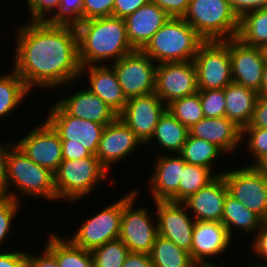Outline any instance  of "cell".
Masks as SVG:
<instances>
[{"mask_svg": "<svg viewBox=\"0 0 267 267\" xmlns=\"http://www.w3.org/2000/svg\"><path fill=\"white\" fill-rule=\"evenodd\" d=\"M258 95L256 90L232 81L224 88L225 116L241 129L248 126Z\"/></svg>", "mask_w": 267, "mask_h": 267, "instance_id": "26", "label": "cell"}, {"mask_svg": "<svg viewBox=\"0 0 267 267\" xmlns=\"http://www.w3.org/2000/svg\"><path fill=\"white\" fill-rule=\"evenodd\" d=\"M231 238L222 222L195 221L191 259L195 264L209 262L207 258L218 256L227 249Z\"/></svg>", "mask_w": 267, "mask_h": 267, "instance_id": "19", "label": "cell"}, {"mask_svg": "<svg viewBox=\"0 0 267 267\" xmlns=\"http://www.w3.org/2000/svg\"><path fill=\"white\" fill-rule=\"evenodd\" d=\"M210 168L186 163L180 178L178 188V202H184L201 188L207 186L222 173H213Z\"/></svg>", "mask_w": 267, "mask_h": 267, "instance_id": "33", "label": "cell"}, {"mask_svg": "<svg viewBox=\"0 0 267 267\" xmlns=\"http://www.w3.org/2000/svg\"><path fill=\"white\" fill-rule=\"evenodd\" d=\"M246 127L267 129V96L258 95L252 119Z\"/></svg>", "mask_w": 267, "mask_h": 267, "instance_id": "45", "label": "cell"}, {"mask_svg": "<svg viewBox=\"0 0 267 267\" xmlns=\"http://www.w3.org/2000/svg\"><path fill=\"white\" fill-rule=\"evenodd\" d=\"M154 267H195L190 253L169 239L157 235L150 252Z\"/></svg>", "mask_w": 267, "mask_h": 267, "instance_id": "31", "label": "cell"}, {"mask_svg": "<svg viewBox=\"0 0 267 267\" xmlns=\"http://www.w3.org/2000/svg\"><path fill=\"white\" fill-rule=\"evenodd\" d=\"M151 2L164 10L170 17L183 18L190 0H151Z\"/></svg>", "mask_w": 267, "mask_h": 267, "instance_id": "43", "label": "cell"}, {"mask_svg": "<svg viewBox=\"0 0 267 267\" xmlns=\"http://www.w3.org/2000/svg\"><path fill=\"white\" fill-rule=\"evenodd\" d=\"M195 267H220V266H217L216 264H213L211 262H207V263H198L195 265Z\"/></svg>", "mask_w": 267, "mask_h": 267, "instance_id": "54", "label": "cell"}, {"mask_svg": "<svg viewBox=\"0 0 267 267\" xmlns=\"http://www.w3.org/2000/svg\"><path fill=\"white\" fill-rule=\"evenodd\" d=\"M122 267H154V265L150 254L129 252Z\"/></svg>", "mask_w": 267, "mask_h": 267, "instance_id": "51", "label": "cell"}, {"mask_svg": "<svg viewBox=\"0 0 267 267\" xmlns=\"http://www.w3.org/2000/svg\"><path fill=\"white\" fill-rule=\"evenodd\" d=\"M247 136L248 149L254 155V163L251 166H260L267 159V129L260 127H244L242 129L243 136Z\"/></svg>", "mask_w": 267, "mask_h": 267, "instance_id": "37", "label": "cell"}, {"mask_svg": "<svg viewBox=\"0 0 267 267\" xmlns=\"http://www.w3.org/2000/svg\"><path fill=\"white\" fill-rule=\"evenodd\" d=\"M92 155L85 147L62 145V157L65 160L83 159Z\"/></svg>", "mask_w": 267, "mask_h": 267, "instance_id": "52", "label": "cell"}, {"mask_svg": "<svg viewBox=\"0 0 267 267\" xmlns=\"http://www.w3.org/2000/svg\"><path fill=\"white\" fill-rule=\"evenodd\" d=\"M13 184L19 189L20 194L39 196L55 201L56 190L54 185V173L42 167L30 158L15 144L8 154L7 160V197L19 202L16 192H9V186ZM18 187V188H17Z\"/></svg>", "mask_w": 267, "mask_h": 267, "instance_id": "5", "label": "cell"}, {"mask_svg": "<svg viewBox=\"0 0 267 267\" xmlns=\"http://www.w3.org/2000/svg\"><path fill=\"white\" fill-rule=\"evenodd\" d=\"M141 143L142 141L118 117L114 122L105 126L96 157L108 170L113 163L126 159Z\"/></svg>", "mask_w": 267, "mask_h": 267, "instance_id": "18", "label": "cell"}, {"mask_svg": "<svg viewBox=\"0 0 267 267\" xmlns=\"http://www.w3.org/2000/svg\"><path fill=\"white\" fill-rule=\"evenodd\" d=\"M189 135V128L175 118L168 109L160 116L151 140L162 148L179 154Z\"/></svg>", "mask_w": 267, "mask_h": 267, "instance_id": "27", "label": "cell"}, {"mask_svg": "<svg viewBox=\"0 0 267 267\" xmlns=\"http://www.w3.org/2000/svg\"><path fill=\"white\" fill-rule=\"evenodd\" d=\"M189 135L215 144L224 153H231L242 142V129L226 116L203 118L189 128Z\"/></svg>", "mask_w": 267, "mask_h": 267, "instance_id": "24", "label": "cell"}, {"mask_svg": "<svg viewBox=\"0 0 267 267\" xmlns=\"http://www.w3.org/2000/svg\"><path fill=\"white\" fill-rule=\"evenodd\" d=\"M256 233L252 249L259 257H263L267 261V221L263 223L258 231H254V234Z\"/></svg>", "mask_w": 267, "mask_h": 267, "instance_id": "50", "label": "cell"}, {"mask_svg": "<svg viewBox=\"0 0 267 267\" xmlns=\"http://www.w3.org/2000/svg\"><path fill=\"white\" fill-rule=\"evenodd\" d=\"M14 143L0 145V196L7 197V160Z\"/></svg>", "mask_w": 267, "mask_h": 267, "instance_id": "47", "label": "cell"}, {"mask_svg": "<svg viewBox=\"0 0 267 267\" xmlns=\"http://www.w3.org/2000/svg\"><path fill=\"white\" fill-rule=\"evenodd\" d=\"M224 152L215 144L188 135L179 155L188 164L199 165L212 170L213 160Z\"/></svg>", "mask_w": 267, "mask_h": 267, "instance_id": "32", "label": "cell"}, {"mask_svg": "<svg viewBox=\"0 0 267 267\" xmlns=\"http://www.w3.org/2000/svg\"><path fill=\"white\" fill-rule=\"evenodd\" d=\"M15 144L36 164L55 173L63 160L62 141L46 121Z\"/></svg>", "mask_w": 267, "mask_h": 267, "instance_id": "15", "label": "cell"}, {"mask_svg": "<svg viewBox=\"0 0 267 267\" xmlns=\"http://www.w3.org/2000/svg\"><path fill=\"white\" fill-rule=\"evenodd\" d=\"M265 175L267 176V159L260 165Z\"/></svg>", "mask_w": 267, "mask_h": 267, "instance_id": "55", "label": "cell"}, {"mask_svg": "<svg viewBox=\"0 0 267 267\" xmlns=\"http://www.w3.org/2000/svg\"><path fill=\"white\" fill-rule=\"evenodd\" d=\"M258 94L261 96H267V61L264 66L261 88L258 91Z\"/></svg>", "mask_w": 267, "mask_h": 267, "instance_id": "53", "label": "cell"}, {"mask_svg": "<svg viewBox=\"0 0 267 267\" xmlns=\"http://www.w3.org/2000/svg\"><path fill=\"white\" fill-rule=\"evenodd\" d=\"M158 235L190 253L195 220L190 219L182 202L156 201ZM185 210V211H184Z\"/></svg>", "mask_w": 267, "mask_h": 267, "instance_id": "17", "label": "cell"}, {"mask_svg": "<svg viewBox=\"0 0 267 267\" xmlns=\"http://www.w3.org/2000/svg\"><path fill=\"white\" fill-rule=\"evenodd\" d=\"M94 267H122L129 250L120 240L106 242L91 251Z\"/></svg>", "mask_w": 267, "mask_h": 267, "instance_id": "36", "label": "cell"}, {"mask_svg": "<svg viewBox=\"0 0 267 267\" xmlns=\"http://www.w3.org/2000/svg\"><path fill=\"white\" fill-rule=\"evenodd\" d=\"M204 118L225 116L224 89L198 90Z\"/></svg>", "mask_w": 267, "mask_h": 267, "instance_id": "38", "label": "cell"}, {"mask_svg": "<svg viewBox=\"0 0 267 267\" xmlns=\"http://www.w3.org/2000/svg\"><path fill=\"white\" fill-rule=\"evenodd\" d=\"M155 93L127 99L118 117L146 144L154 134L160 116L167 106Z\"/></svg>", "mask_w": 267, "mask_h": 267, "instance_id": "14", "label": "cell"}, {"mask_svg": "<svg viewBox=\"0 0 267 267\" xmlns=\"http://www.w3.org/2000/svg\"><path fill=\"white\" fill-rule=\"evenodd\" d=\"M249 267H250V266H249ZM251 267H267V266H266V264H265V265H262V264H259V265H258V263H257V265H255V266H251Z\"/></svg>", "mask_w": 267, "mask_h": 267, "instance_id": "57", "label": "cell"}, {"mask_svg": "<svg viewBox=\"0 0 267 267\" xmlns=\"http://www.w3.org/2000/svg\"><path fill=\"white\" fill-rule=\"evenodd\" d=\"M19 203L12 198L0 196V245L11 231V222L16 216Z\"/></svg>", "mask_w": 267, "mask_h": 267, "instance_id": "40", "label": "cell"}, {"mask_svg": "<svg viewBox=\"0 0 267 267\" xmlns=\"http://www.w3.org/2000/svg\"><path fill=\"white\" fill-rule=\"evenodd\" d=\"M26 261V252H0V267H26Z\"/></svg>", "mask_w": 267, "mask_h": 267, "instance_id": "48", "label": "cell"}, {"mask_svg": "<svg viewBox=\"0 0 267 267\" xmlns=\"http://www.w3.org/2000/svg\"><path fill=\"white\" fill-rule=\"evenodd\" d=\"M41 256H29L27 253L26 267H59L55 256L45 247Z\"/></svg>", "mask_w": 267, "mask_h": 267, "instance_id": "49", "label": "cell"}, {"mask_svg": "<svg viewBox=\"0 0 267 267\" xmlns=\"http://www.w3.org/2000/svg\"><path fill=\"white\" fill-rule=\"evenodd\" d=\"M204 41L183 18L171 17L142 51L157 64L192 61Z\"/></svg>", "mask_w": 267, "mask_h": 267, "instance_id": "3", "label": "cell"}, {"mask_svg": "<svg viewBox=\"0 0 267 267\" xmlns=\"http://www.w3.org/2000/svg\"><path fill=\"white\" fill-rule=\"evenodd\" d=\"M229 2L238 18L248 12L267 7V0H229Z\"/></svg>", "mask_w": 267, "mask_h": 267, "instance_id": "46", "label": "cell"}, {"mask_svg": "<svg viewBox=\"0 0 267 267\" xmlns=\"http://www.w3.org/2000/svg\"><path fill=\"white\" fill-rule=\"evenodd\" d=\"M183 19L205 40L236 38L239 18L229 0H190Z\"/></svg>", "mask_w": 267, "mask_h": 267, "instance_id": "4", "label": "cell"}, {"mask_svg": "<svg viewBox=\"0 0 267 267\" xmlns=\"http://www.w3.org/2000/svg\"><path fill=\"white\" fill-rule=\"evenodd\" d=\"M228 193L267 221V176L260 166L223 171Z\"/></svg>", "mask_w": 267, "mask_h": 267, "instance_id": "8", "label": "cell"}, {"mask_svg": "<svg viewBox=\"0 0 267 267\" xmlns=\"http://www.w3.org/2000/svg\"><path fill=\"white\" fill-rule=\"evenodd\" d=\"M112 63L126 99L155 92L157 64L142 50H134Z\"/></svg>", "mask_w": 267, "mask_h": 267, "instance_id": "10", "label": "cell"}, {"mask_svg": "<svg viewBox=\"0 0 267 267\" xmlns=\"http://www.w3.org/2000/svg\"><path fill=\"white\" fill-rule=\"evenodd\" d=\"M48 22L76 24L83 21V0H60L59 10Z\"/></svg>", "mask_w": 267, "mask_h": 267, "instance_id": "39", "label": "cell"}, {"mask_svg": "<svg viewBox=\"0 0 267 267\" xmlns=\"http://www.w3.org/2000/svg\"><path fill=\"white\" fill-rule=\"evenodd\" d=\"M236 38L245 45L264 48L267 45V7L248 12L239 18Z\"/></svg>", "mask_w": 267, "mask_h": 267, "instance_id": "30", "label": "cell"}, {"mask_svg": "<svg viewBox=\"0 0 267 267\" xmlns=\"http://www.w3.org/2000/svg\"><path fill=\"white\" fill-rule=\"evenodd\" d=\"M46 248L55 256L59 267H94L91 251L74 245L69 239L50 234Z\"/></svg>", "mask_w": 267, "mask_h": 267, "instance_id": "29", "label": "cell"}, {"mask_svg": "<svg viewBox=\"0 0 267 267\" xmlns=\"http://www.w3.org/2000/svg\"><path fill=\"white\" fill-rule=\"evenodd\" d=\"M227 193L228 188L224 177L219 175L183 203L187 209L192 210L195 221L221 222Z\"/></svg>", "mask_w": 267, "mask_h": 267, "instance_id": "21", "label": "cell"}, {"mask_svg": "<svg viewBox=\"0 0 267 267\" xmlns=\"http://www.w3.org/2000/svg\"><path fill=\"white\" fill-rule=\"evenodd\" d=\"M75 27L81 66L98 65L99 61L107 59L116 62L135 50L129 42L122 18H93L77 22Z\"/></svg>", "mask_w": 267, "mask_h": 267, "instance_id": "2", "label": "cell"}, {"mask_svg": "<svg viewBox=\"0 0 267 267\" xmlns=\"http://www.w3.org/2000/svg\"><path fill=\"white\" fill-rule=\"evenodd\" d=\"M109 67L101 64L81 66L80 75L88 72L90 82L88 89L99 96L119 115L125 108L127 99L113 68L110 65Z\"/></svg>", "mask_w": 267, "mask_h": 267, "instance_id": "25", "label": "cell"}, {"mask_svg": "<svg viewBox=\"0 0 267 267\" xmlns=\"http://www.w3.org/2000/svg\"><path fill=\"white\" fill-rule=\"evenodd\" d=\"M172 156L164 154V156H159L156 162L155 171L149 180L154 202H178V188L186 162L179 154Z\"/></svg>", "mask_w": 267, "mask_h": 267, "instance_id": "22", "label": "cell"}, {"mask_svg": "<svg viewBox=\"0 0 267 267\" xmlns=\"http://www.w3.org/2000/svg\"><path fill=\"white\" fill-rule=\"evenodd\" d=\"M29 91L15 71L0 75V117L16 108Z\"/></svg>", "mask_w": 267, "mask_h": 267, "instance_id": "34", "label": "cell"}, {"mask_svg": "<svg viewBox=\"0 0 267 267\" xmlns=\"http://www.w3.org/2000/svg\"><path fill=\"white\" fill-rule=\"evenodd\" d=\"M114 0H83V21L113 16Z\"/></svg>", "mask_w": 267, "mask_h": 267, "instance_id": "41", "label": "cell"}, {"mask_svg": "<svg viewBox=\"0 0 267 267\" xmlns=\"http://www.w3.org/2000/svg\"><path fill=\"white\" fill-rule=\"evenodd\" d=\"M57 103L70 115L108 125L118 118V114L99 96L89 89L79 90Z\"/></svg>", "mask_w": 267, "mask_h": 267, "instance_id": "23", "label": "cell"}, {"mask_svg": "<svg viewBox=\"0 0 267 267\" xmlns=\"http://www.w3.org/2000/svg\"><path fill=\"white\" fill-rule=\"evenodd\" d=\"M167 109L188 128L204 118L198 91L192 95L173 100L167 105Z\"/></svg>", "mask_w": 267, "mask_h": 267, "instance_id": "35", "label": "cell"}, {"mask_svg": "<svg viewBox=\"0 0 267 267\" xmlns=\"http://www.w3.org/2000/svg\"><path fill=\"white\" fill-rule=\"evenodd\" d=\"M221 222L232 237V227L251 233L256 229L258 231L265 221L255 212L249 210L242 202L227 193Z\"/></svg>", "mask_w": 267, "mask_h": 267, "instance_id": "28", "label": "cell"}, {"mask_svg": "<svg viewBox=\"0 0 267 267\" xmlns=\"http://www.w3.org/2000/svg\"><path fill=\"white\" fill-rule=\"evenodd\" d=\"M265 59L267 61V45L263 48Z\"/></svg>", "mask_w": 267, "mask_h": 267, "instance_id": "56", "label": "cell"}, {"mask_svg": "<svg viewBox=\"0 0 267 267\" xmlns=\"http://www.w3.org/2000/svg\"><path fill=\"white\" fill-rule=\"evenodd\" d=\"M193 62L198 90L224 89L232 82L229 39L204 41Z\"/></svg>", "mask_w": 267, "mask_h": 267, "instance_id": "7", "label": "cell"}, {"mask_svg": "<svg viewBox=\"0 0 267 267\" xmlns=\"http://www.w3.org/2000/svg\"><path fill=\"white\" fill-rule=\"evenodd\" d=\"M197 91V72L193 60L157 64L154 93L166 106Z\"/></svg>", "mask_w": 267, "mask_h": 267, "instance_id": "13", "label": "cell"}, {"mask_svg": "<svg viewBox=\"0 0 267 267\" xmlns=\"http://www.w3.org/2000/svg\"><path fill=\"white\" fill-rule=\"evenodd\" d=\"M123 197L87 219L69 239L74 245L92 251L106 242L119 239Z\"/></svg>", "mask_w": 267, "mask_h": 267, "instance_id": "12", "label": "cell"}, {"mask_svg": "<svg viewBox=\"0 0 267 267\" xmlns=\"http://www.w3.org/2000/svg\"><path fill=\"white\" fill-rule=\"evenodd\" d=\"M137 194L134 190L123 197L119 239L131 253L150 254L158 235L157 223L152 222L146 207L132 210Z\"/></svg>", "mask_w": 267, "mask_h": 267, "instance_id": "9", "label": "cell"}, {"mask_svg": "<svg viewBox=\"0 0 267 267\" xmlns=\"http://www.w3.org/2000/svg\"><path fill=\"white\" fill-rule=\"evenodd\" d=\"M171 17L151 1L124 20L127 37L135 50H142Z\"/></svg>", "mask_w": 267, "mask_h": 267, "instance_id": "20", "label": "cell"}, {"mask_svg": "<svg viewBox=\"0 0 267 267\" xmlns=\"http://www.w3.org/2000/svg\"><path fill=\"white\" fill-rule=\"evenodd\" d=\"M31 22H47V13L59 10L60 0H26ZM57 8V9H56Z\"/></svg>", "mask_w": 267, "mask_h": 267, "instance_id": "42", "label": "cell"}, {"mask_svg": "<svg viewBox=\"0 0 267 267\" xmlns=\"http://www.w3.org/2000/svg\"><path fill=\"white\" fill-rule=\"evenodd\" d=\"M108 170L96 155L76 160L63 159L54 173L56 200L73 202L89 195L101 180L106 179Z\"/></svg>", "mask_w": 267, "mask_h": 267, "instance_id": "6", "label": "cell"}, {"mask_svg": "<svg viewBox=\"0 0 267 267\" xmlns=\"http://www.w3.org/2000/svg\"><path fill=\"white\" fill-rule=\"evenodd\" d=\"M151 0H114L113 16L125 19Z\"/></svg>", "mask_w": 267, "mask_h": 267, "instance_id": "44", "label": "cell"}, {"mask_svg": "<svg viewBox=\"0 0 267 267\" xmlns=\"http://www.w3.org/2000/svg\"><path fill=\"white\" fill-rule=\"evenodd\" d=\"M55 103L46 121L58 133L62 145L85 147L96 155L105 125L74 117Z\"/></svg>", "mask_w": 267, "mask_h": 267, "instance_id": "11", "label": "cell"}, {"mask_svg": "<svg viewBox=\"0 0 267 267\" xmlns=\"http://www.w3.org/2000/svg\"><path fill=\"white\" fill-rule=\"evenodd\" d=\"M232 81L256 90L261 88L266 63L263 48L248 46L238 38L229 39Z\"/></svg>", "mask_w": 267, "mask_h": 267, "instance_id": "16", "label": "cell"}, {"mask_svg": "<svg viewBox=\"0 0 267 267\" xmlns=\"http://www.w3.org/2000/svg\"><path fill=\"white\" fill-rule=\"evenodd\" d=\"M17 30L14 71L29 90L52 88L79 78L78 34L75 24L29 22Z\"/></svg>", "mask_w": 267, "mask_h": 267, "instance_id": "1", "label": "cell"}]
</instances>
